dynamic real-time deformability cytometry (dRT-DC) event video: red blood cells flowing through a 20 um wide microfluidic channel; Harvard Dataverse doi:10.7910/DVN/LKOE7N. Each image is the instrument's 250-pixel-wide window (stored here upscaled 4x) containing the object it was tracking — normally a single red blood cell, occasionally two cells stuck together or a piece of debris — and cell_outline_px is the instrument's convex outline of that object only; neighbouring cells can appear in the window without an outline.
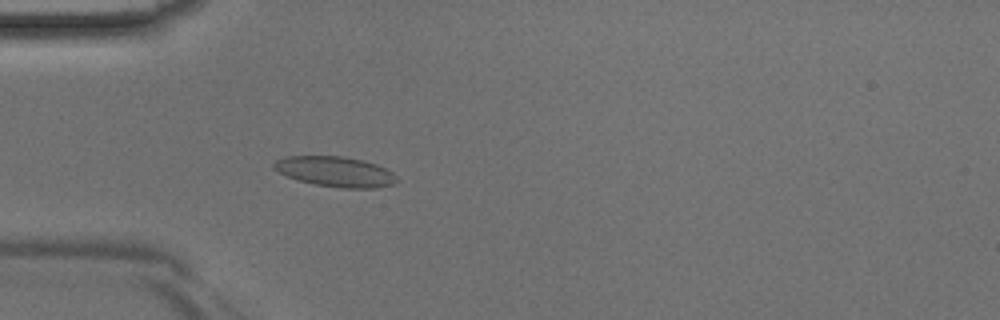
{"species": "Egyptian fruit bat (a non-hibernating species)", "species_latin": "Rousettus aegyptiacus", "temperature_condition": "room temperature", "stored_images_in_passage": 46, "camera_frame_rate_fps": 3000, "um_per_image_px": 0.085, "animal": {"sex": "male"}, "frame": {"image": 1, "passage_image": 14, "time_ms": 4.333, "image_size_px": [1000, 320], "cell_outline_px": [[396, 184], [376, 188], [344, 188], [316, 184], [296, 180], [272, 168], [272, 164], [276, 160], [288, 156], [344, 156], [364, 160], [376, 164], [392, 172], [396, 176]], "centroid_in_image_um": [28.51, 14.58], "position_along_channel_um": 56.5, "area_um2": 21.62}}
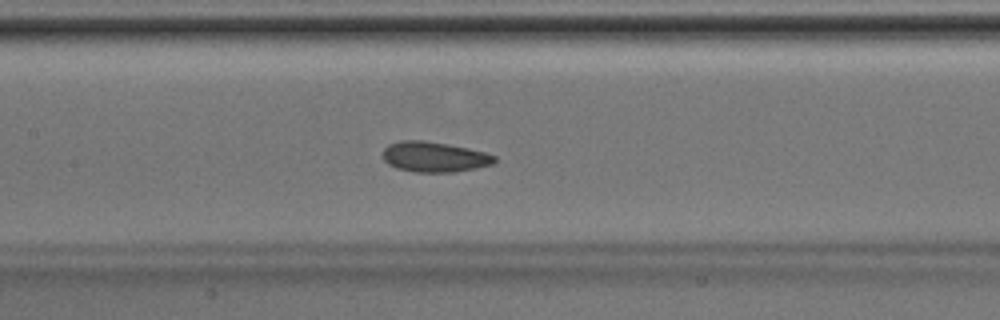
{"frame": {"image": 2, "passage_image": 22, "time_ms": 7.0, "image_size_px": [1000, 320], "cell_outline_px": [[496, 160], [492, 164], [476, 168], [452, 172], [416, 172], [396, 168], [388, 164], [384, 160], [384, 148], [388, 144], [400, 140], [424, 140], [448, 144], [468, 148], [484, 152], [496, 156]], "centroid_in_image_um": [36.9, 13.33], "position_along_channel_um": 170.5, "area_um2": 19.71}}
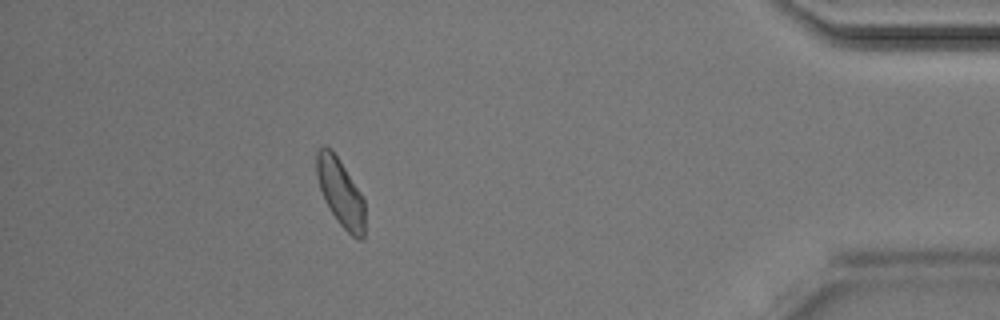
{"frame": {"image": 3, "passage_image": 41, "time_ms": 13.333, "image_size_px": [1000, 320], "cell_outline_px": [[364, 236], [360, 240], [356, 240], [336, 220], [324, 200], [316, 176], [316, 152], [324, 144], [332, 148], [364, 200]], "centroid_in_image_um": [28.91, 16.35], "position_along_channel_um": 406.3, "area_um2": 18.9}}